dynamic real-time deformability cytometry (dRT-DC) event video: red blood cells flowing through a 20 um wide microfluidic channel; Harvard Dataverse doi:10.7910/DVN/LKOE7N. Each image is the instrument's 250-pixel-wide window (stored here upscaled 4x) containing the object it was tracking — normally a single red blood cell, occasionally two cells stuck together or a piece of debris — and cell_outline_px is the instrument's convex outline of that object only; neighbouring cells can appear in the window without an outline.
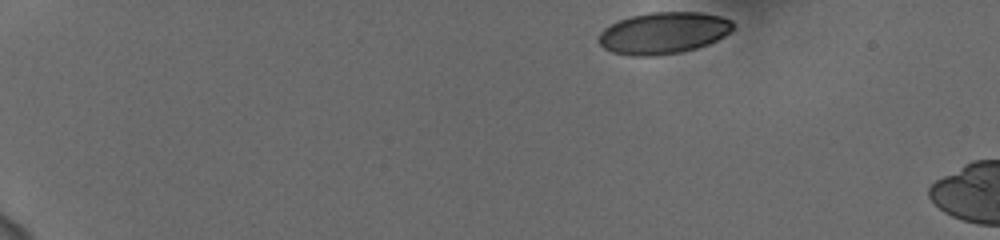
{"species": "human", "species_latin": "Homo sapiens", "temperature_condition": "cold", "stored_images_in_passage": 7, "camera_frame_rate_fps": 3000, "um_per_image_px": 0.085, "donor": {"sex": "female"}, "frame": {"image": 1, "passage_image": 1, "time_ms": 0.0, "image_size_px": [1000, 240], "cell_outline_px": [[732, 28], [724, 36], [708, 44], [696, 48], [680, 52], [656, 56], [632, 56], [612, 52], [604, 48], [596, 40], [600, 32], [604, 28], [620, 20], [632, 16], [652, 12], [700, 12], [720, 16], [732, 20]], "centroid_in_image_um": [56.36, 2.81], "position_along_channel_um": 28.6, "area_um2": 32.54}}